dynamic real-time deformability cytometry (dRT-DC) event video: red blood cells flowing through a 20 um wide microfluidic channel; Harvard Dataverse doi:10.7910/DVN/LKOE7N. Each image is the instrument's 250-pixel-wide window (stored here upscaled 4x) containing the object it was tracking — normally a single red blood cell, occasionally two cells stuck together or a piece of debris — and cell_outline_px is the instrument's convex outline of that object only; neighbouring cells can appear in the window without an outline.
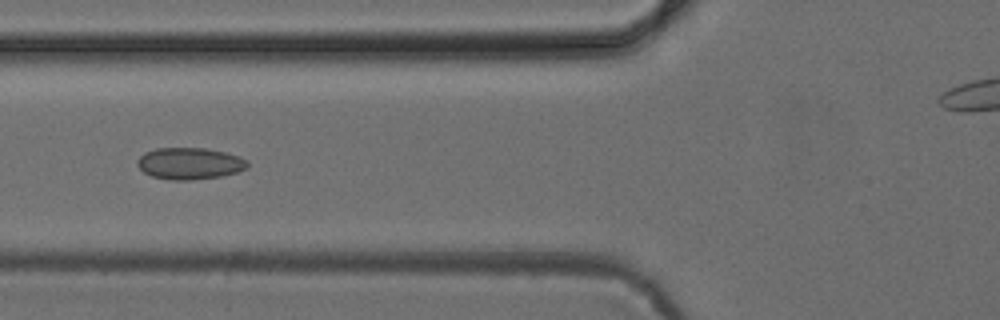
{"species": "common noctule bat (a hibernating species)", "species_latin": "Nyctalus noctula", "temperature_condition": "cold", "stored_images_in_passage": 5, "camera_frame_rate_fps": 3000, "um_per_image_px": 0.085, "animal": {"sex": "female", "body_mass_g": 24.6, "forearm_length_mm": 56.2}, "frame": {"image": 1, "passage_image": 5, "time_ms": 5.667, "image_size_px": [1000, 320], "cell_outline_px": [[248, 168], [236, 172], [220, 176], [192, 180], [172, 180], [152, 176], [144, 172], [136, 164], [136, 160], [144, 152], [156, 148], [204, 148], [224, 152], [240, 156], [248, 160]], "centroid_in_image_um": [16.11, 13.89], "position_along_channel_um": 109.7, "area_um2": 20.4}}